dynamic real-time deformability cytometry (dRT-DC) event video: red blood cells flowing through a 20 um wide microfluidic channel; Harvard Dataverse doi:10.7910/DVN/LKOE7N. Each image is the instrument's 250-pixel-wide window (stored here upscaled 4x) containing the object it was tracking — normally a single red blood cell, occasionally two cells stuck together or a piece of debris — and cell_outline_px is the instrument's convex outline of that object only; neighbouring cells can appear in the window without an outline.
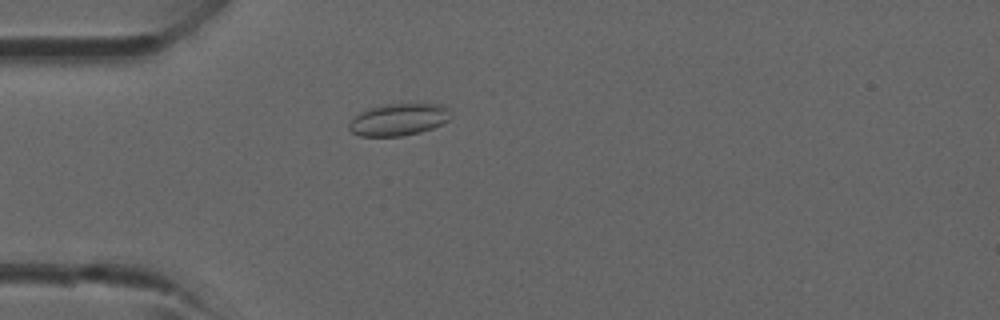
{"species": "common noctule bat (a hibernating species)", "species_latin": "Nyctalus noctula", "temperature_condition": "room temperature", "stored_images_in_passage": 4, "camera_frame_rate_fps": 3000, "um_per_image_px": 0.085, "animal": {"sex": "male", "forearm_length_mm": 52.5}, "frame": {"image": 1, "passage_image": 4, "time_ms": 3.333, "image_size_px": [1000, 320], "cell_outline_px": [[452, 116], [448, 120], [432, 128], [420, 132], [400, 136], [360, 136], [352, 132], [348, 128], [348, 124], [360, 112], [372, 108], [388, 104], [440, 104], [448, 108]], "centroid_in_image_um": [33.89, 10.17], "position_along_channel_um": 51.1, "area_um2": 18.73}}